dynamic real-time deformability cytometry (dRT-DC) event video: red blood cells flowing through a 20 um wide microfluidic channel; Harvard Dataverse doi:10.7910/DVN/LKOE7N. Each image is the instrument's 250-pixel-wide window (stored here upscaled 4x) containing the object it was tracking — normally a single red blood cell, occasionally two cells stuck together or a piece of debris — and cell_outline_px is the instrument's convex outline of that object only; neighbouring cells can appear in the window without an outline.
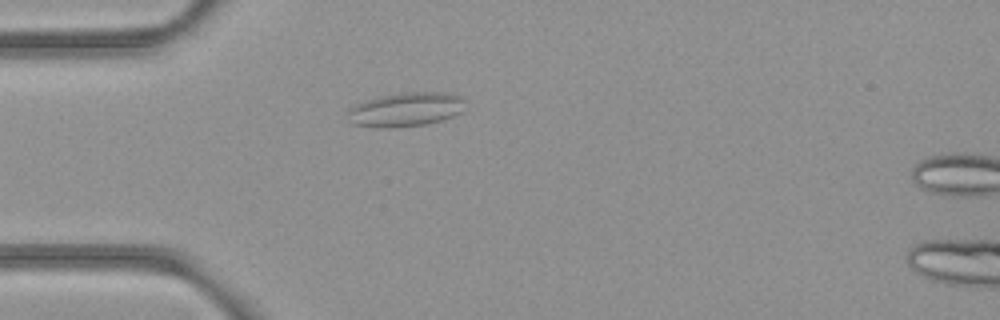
{"species": "common noctule bat (a hibernating species)", "species_latin": "Nyctalus noctula", "temperature_condition": "room temperature", "stored_images_in_passage": 7, "camera_frame_rate_fps": 3000, "um_per_image_px": 0.085, "animal": {"sex": "female", "body_mass_g": 21.9}, "frame": {"image": 1, "passage_image": 5, "time_ms": 1.333, "image_size_px": [1000, 320], "cell_outline_px": [[464, 112], [440, 120], [424, 124], [396, 128], [376, 128], [352, 124], [348, 112], [348, 108], [364, 100], [380, 96], [400, 92], [452, 92], [464, 96]], "centroid_in_image_um": [34.52, 9.29], "position_along_channel_um": 50.5, "area_um2": 23.81}}